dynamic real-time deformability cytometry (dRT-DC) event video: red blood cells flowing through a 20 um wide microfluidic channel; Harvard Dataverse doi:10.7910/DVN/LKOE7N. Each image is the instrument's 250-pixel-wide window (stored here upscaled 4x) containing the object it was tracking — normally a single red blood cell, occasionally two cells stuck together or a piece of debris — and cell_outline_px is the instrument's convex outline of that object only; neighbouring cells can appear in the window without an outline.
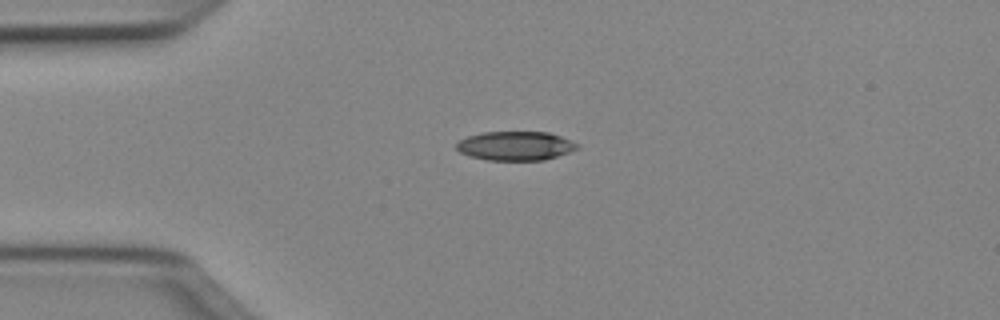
{"species": "Egyptian fruit bat (a non-hibernating species)", "species_latin": "Rousettus aegyptiacus", "temperature_condition": "cold", "stored_images_in_passage": 49, "camera_frame_rate_fps": 3000, "um_per_image_px": 0.085, "animal": {"sex": "female"}, "frame": {"image": 1, "passage_image": 11, "time_ms": 3.333, "image_size_px": [1000, 320], "cell_outline_px": [[580, 148], [544, 160], [488, 160], [468, 156], [460, 152], [456, 148], [456, 144], [460, 140], [468, 136], [484, 132], [548, 132], [560, 136], [580, 144]], "centroid_in_image_um": [43.82, 12.4], "position_along_channel_um": 41.2, "area_um2": 20.4}}
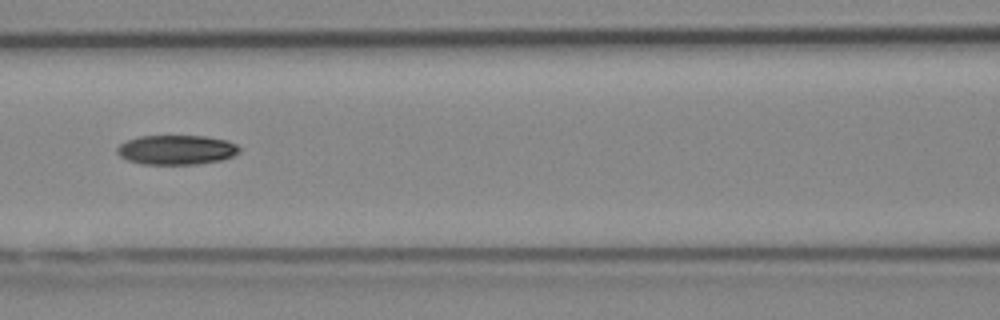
{"frame": {"image": 2, "passage_image": 21, "time_ms": 6.667, "image_size_px": [1000, 320], "cell_outline_px": [[240, 152], [232, 156], [220, 160], [196, 164], [144, 164], [128, 160], [120, 156], [116, 152], [116, 148], [120, 144], [128, 140], [140, 136], [204, 136], [228, 140], [236, 144], [240, 148]], "centroid_in_image_um": [15.01, 12.73], "position_along_channel_um": 151.6, "area_um2": 20.98}}
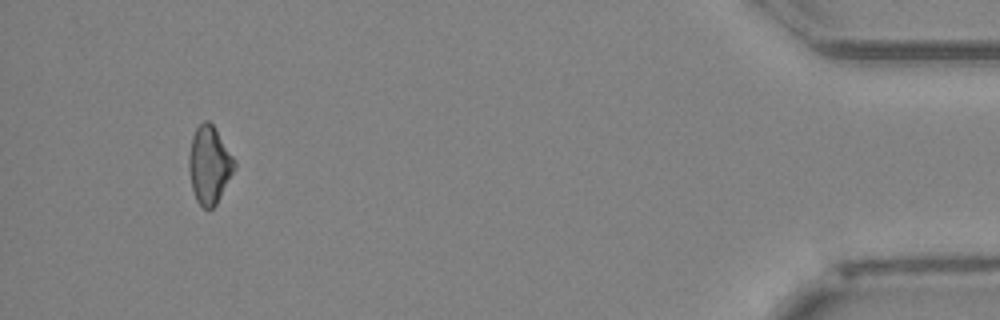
{"frame": {"image": 3, "passage_image": 46, "time_ms": 15.0, "image_size_px": [1000, 320], "cell_outline_px": [[236, 168], [216, 204], [208, 212], [196, 200], [192, 188], [188, 172], [188, 156], [192, 136], [196, 128], [204, 120], [208, 120], [212, 124], [236, 160]], "centroid_in_image_um": [17.78, 14.03], "position_along_channel_um": 417.4, "area_um2": 20.75}, "authors_computed_cell_mechanics": {"area_um2": 20.8658, "velocity_mm_per_s": 4.0398, "shape_relaxation_time_tau1_ms": 6.0421, "shape_relaxation_time_tau2_ms": null, "deformation_change_tau1": 0.1307, "deformation_change_tau2": null}}